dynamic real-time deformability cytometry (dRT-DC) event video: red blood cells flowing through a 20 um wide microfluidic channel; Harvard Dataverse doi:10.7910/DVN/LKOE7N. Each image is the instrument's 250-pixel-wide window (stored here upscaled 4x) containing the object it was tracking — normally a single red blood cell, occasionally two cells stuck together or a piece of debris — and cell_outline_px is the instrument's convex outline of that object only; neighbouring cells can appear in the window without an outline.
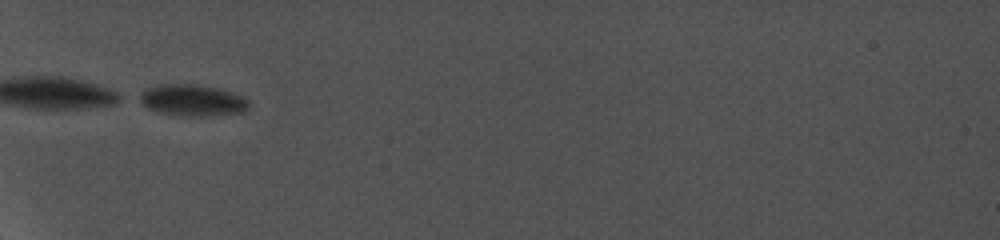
{"species": "common noctule bat (a hibernating species)", "species_latin": "Nyctalus noctula", "temperature_condition": "cold", "stored_images_in_passage": 2, "camera_frame_rate_fps": 5000, "um_per_image_px": 0.085, "animal": {"sex": "female", "body_mass_g": 19.0, "forearm_length_mm": 56.7}, "frame": {"image": 1, "passage_image": 1, "time_ms": 0.0, "image_size_px": [1000, 240], "cell_outline_px": [[248, 108], [244, 112], [208, 116], [180, 116], [160, 112], [148, 108], [136, 100], [132, 96], [144, 88], [156, 84], [192, 84], [216, 88], [232, 92], [244, 96], [248, 100]], "centroid_in_image_um": [16.24, 8.51], "position_along_channel_um": 68.8, "area_um2": 20.58}}